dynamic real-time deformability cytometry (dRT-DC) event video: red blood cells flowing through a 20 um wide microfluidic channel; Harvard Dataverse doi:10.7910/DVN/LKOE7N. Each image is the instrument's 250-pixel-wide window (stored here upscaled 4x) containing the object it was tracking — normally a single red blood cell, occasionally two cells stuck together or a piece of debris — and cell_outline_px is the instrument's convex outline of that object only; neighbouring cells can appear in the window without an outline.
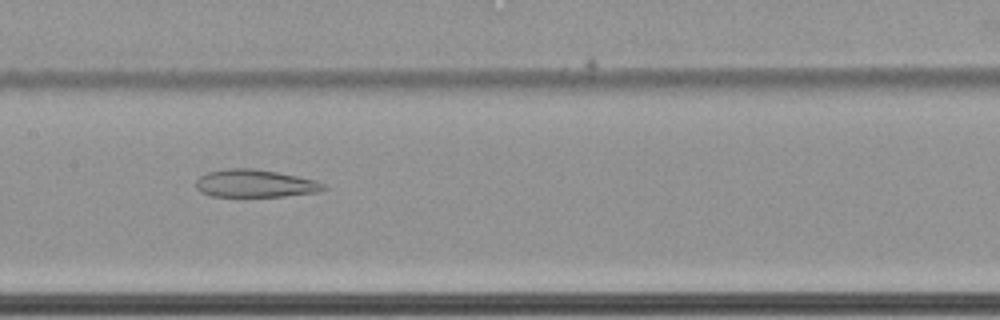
{"species": "common noctule bat (a hibernating species)", "species_latin": "Nyctalus noctula", "temperature_condition": "cold", "stored_images_in_passage": 45, "camera_frame_rate_fps": 3000, "um_per_image_px": 0.085, "animal": {"sex": "female", "body_mass_g": 22.7, "forearm_length_mm": 54.2}, "frame": {"image": 1, "passage_image": 16, "time_ms": 5.0, "image_size_px": [1000, 320], "cell_outline_px": [[328, 188], [320, 192], [284, 196], [212, 196], [200, 192], [196, 188], [196, 180], [200, 176], [208, 172], [228, 168], [252, 168], [276, 172], [316, 180], [324, 184]], "centroid_in_image_um": [21.69, 15.6], "position_along_channel_um": 185.7, "area_um2": 20.58}}
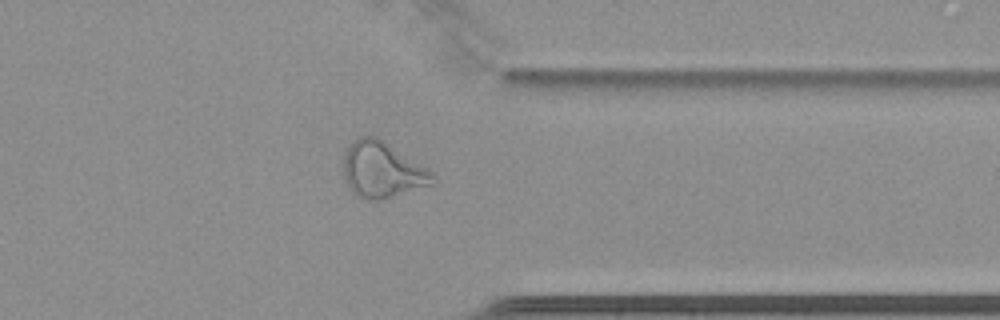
{"frame": {"image": 2, "passage_image": 33, "time_ms": 10.667, "image_size_px": [1000, 320], "cell_outline_px": [[436, 180], [432, 184], [380, 200], [368, 200], [356, 196], [352, 192], [344, 176], [344, 156], [348, 148], [360, 136], [376, 136], [384, 140], [432, 172]], "centroid_in_image_um": [32.48, 14.45], "position_along_channel_um": 378.9, "area_um2": 28.55}}
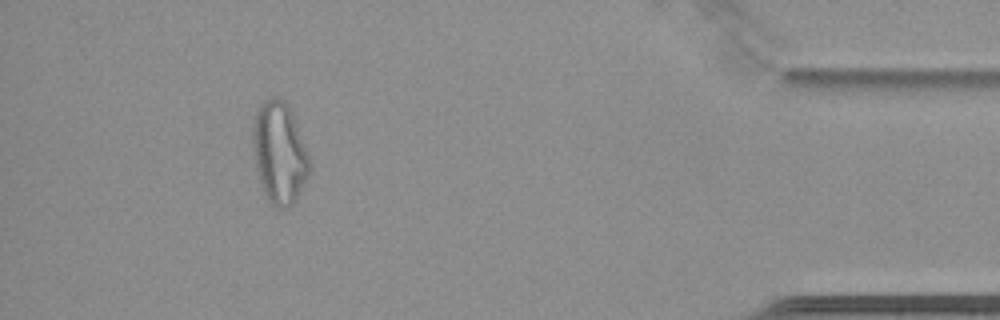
{"frame": {"image": 3, "passage_image": 40, "time_ms": 13.0, "image_size_px": [1000, 320], "cell_outline_px": [[312, 168], [296, 200], [288, 208], [280, 208], [272, 204], [268, 200], [264, 192], [260, 180], [252, 148], [252, 120], [256, 108], [260, 104], [272, 96], [284, 100], [292, 116], [312, 164]], "centroid_in_image_um": [23.73, 12.99], "position_along_channel_um": 411.5, "area_um2": 33.35}, "authors_computed_cell_mechanics": {"area_um2": 25.721, "velocity_mm_per_s": 3.4566, "shape_relaxation_time_tau1_ms": null, "shape_relaxation_time_tau2_ms": 1.7686, "deformation_change_tau1": null, "deformation_change_tau2": 0.0955}}